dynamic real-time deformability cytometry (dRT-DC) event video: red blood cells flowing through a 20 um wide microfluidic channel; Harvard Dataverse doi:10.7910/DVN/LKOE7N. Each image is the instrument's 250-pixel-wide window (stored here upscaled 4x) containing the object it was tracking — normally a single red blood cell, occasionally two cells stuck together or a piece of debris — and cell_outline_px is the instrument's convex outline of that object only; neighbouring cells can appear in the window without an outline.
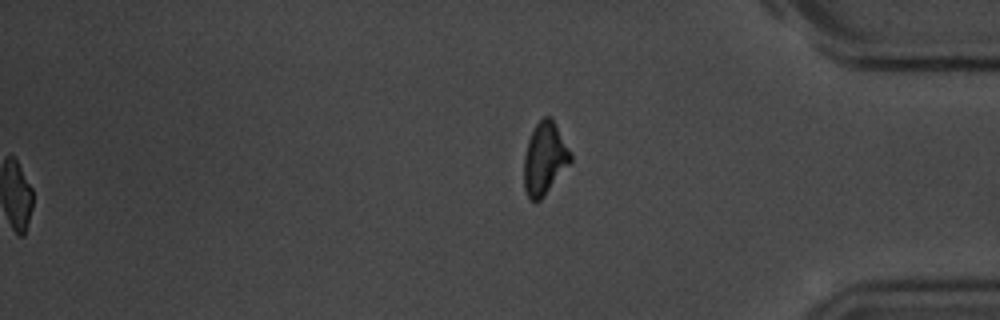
{"species": "common noctule bat (a hibernating species)", "species_latin": "Nyctalus noctula", "temperature_condition": "room temperature", "stored_images_in_passage": 40, "camera_frame_rate_fps": 3000, "um_per_image_px": 0.085, "animal": {"sex": "male", "body_mass_g": 20.1, "forearm_length_mm": 53.5}, "frame": {"image": 1, "passage_image": 40, "time_ms": 13.0, "image_size_px": [1000, 320], "cell_outline_px": [[572, 160], [544, 196], [536, 204], [528, 196], [524, 188], [524, 156], [528, 140], [536, 124], [544, 116], [552, 116], [572, 152]], "centroid_in_image_um": [46.31, 13.46], "position_along_channel_um": 388.9, "area_um2": 19.77}, "authors_computed_cell_mechanics": {"area_um2": 14.8835, "velocity_mm_per_s": 3.6168, "shape_relaxation_time_tau1_ms": 2.8605, "shape_relaxation_time_tau2_ms": 1.2423, "deformation_change_tau1": 0.1475, "deformation_change_tau2": 0.0725}}